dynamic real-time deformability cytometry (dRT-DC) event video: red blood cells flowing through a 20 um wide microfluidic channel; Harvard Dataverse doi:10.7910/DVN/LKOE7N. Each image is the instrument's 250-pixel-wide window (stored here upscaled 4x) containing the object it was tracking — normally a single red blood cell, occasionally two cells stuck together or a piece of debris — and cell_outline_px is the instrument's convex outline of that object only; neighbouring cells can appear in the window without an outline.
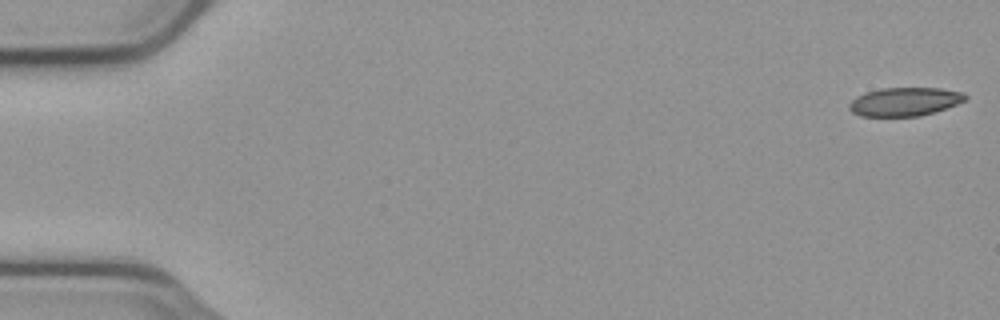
{"species": "common noctule bat (a hibernating species)", "species_latin": "Nyctalus noctula", "temperature_condition": "cold", "stored_images_in_passage": 9, "camera_frame_rate_fps": 3000, "um_per_image_px": 0.085, "animal": {"sex": "male", "body_mass_g": 23.1, "forearm_length_mm": 52.7}, "frame": {"image": 1, "passage_image": 1, "time_ms": 0.0, "image_size_px": [1000, 320], "cell_outline_px": [[968, 100], [920, 116], [860, 116], [852, 112], [848, 108], [848, 104], [856, 96], [864, 92], [880, 88], [940, 88], [964, 92], [968, 96]], "centroid_in_image_um": [76.88, 8.63], "position_along_channel_um": 8.1, "area_um2": 19.42}}